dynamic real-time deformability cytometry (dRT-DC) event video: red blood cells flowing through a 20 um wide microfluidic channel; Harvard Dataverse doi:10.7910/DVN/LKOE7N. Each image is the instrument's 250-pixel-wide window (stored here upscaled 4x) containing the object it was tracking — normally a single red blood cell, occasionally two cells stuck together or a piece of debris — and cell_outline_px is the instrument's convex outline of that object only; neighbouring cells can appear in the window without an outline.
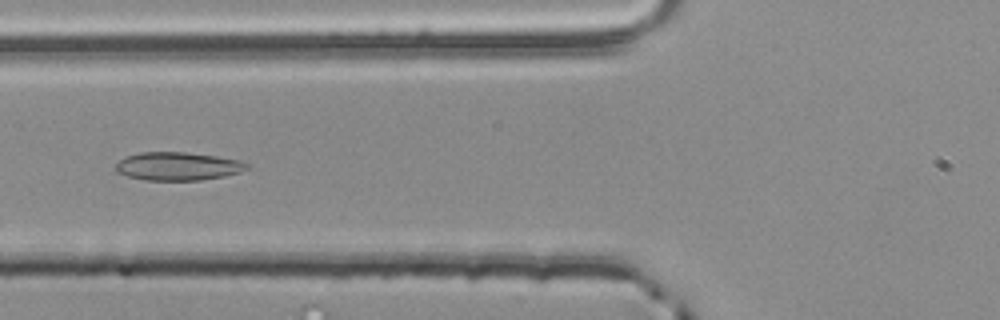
{"species": "common noctule bat (a hibernating species)", "species_latin": "Nyctalus noctula", "temperature_condition": "room temperature", "stored_images_in_passage": 14, "camera_frame_rate_fps": 3000, "um_per_image_px": 0.085, "animal": {"sex": "male", "body_mass_g": 20.4}, "frame": {"image": 1, "passage_image": 5, "time_ms": 1.333, "image_size_px": [1000, 320], "cell_outline_px": [[248, 168], [240, 172], [224, 176], [200, 180], [144, 180], [128, 176], [116, 172], [116, 164], [124, 156], [140, 152], [188, 152], [216, 156], [240, 160], [248, 164]], "centroid_in_image_um": [15.1, 14.12], "position_along_channel_um": 110.7, "area_um2": 21.62}}